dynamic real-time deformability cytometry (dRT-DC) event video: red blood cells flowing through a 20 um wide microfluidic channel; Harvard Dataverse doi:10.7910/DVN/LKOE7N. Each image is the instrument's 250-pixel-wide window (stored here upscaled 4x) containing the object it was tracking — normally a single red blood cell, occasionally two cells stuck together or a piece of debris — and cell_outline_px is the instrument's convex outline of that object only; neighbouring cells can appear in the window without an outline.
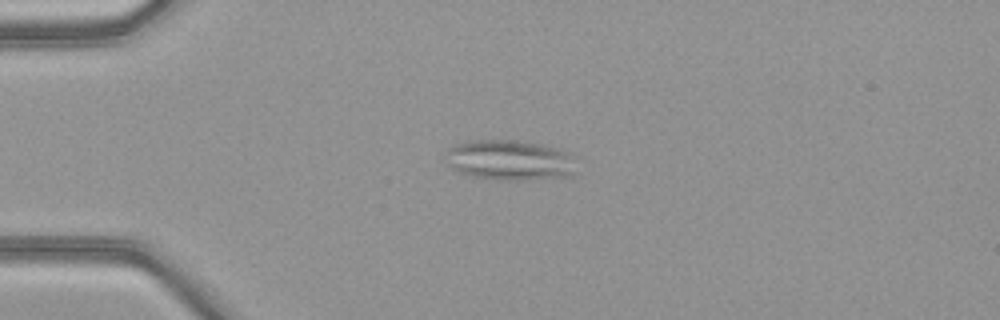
{"species": "common noctule bat (a hibernating species)", "species_latin": "Nyctalus noctula", "temperature_condition": "warm", "stored_images_in_passage": 50, "segment_of_instrument_passage": [1, 2], "camera_frame_rate_fps": 3000, "um_per_image_px": 0.085, "animal": {"sex": "female", "body_mass_g": 21.9}, "frame": {"image": 1, "passage_image": 13, "time_ms": 4.0, "image_size_px": [1000, 320], "cell_outline_px": [[572, 176], [520, 180], [500, 180], [476, 176], [460, 172], [452, 168], [444, 160], [448, 148], [456, 144], [468, 140], [516, 140], [544, 144], [572, 152]], "centroid_in_image_um": [43.31, 13.59], "position_along_channel_um": 41.7, "area_um2": 30.75}}